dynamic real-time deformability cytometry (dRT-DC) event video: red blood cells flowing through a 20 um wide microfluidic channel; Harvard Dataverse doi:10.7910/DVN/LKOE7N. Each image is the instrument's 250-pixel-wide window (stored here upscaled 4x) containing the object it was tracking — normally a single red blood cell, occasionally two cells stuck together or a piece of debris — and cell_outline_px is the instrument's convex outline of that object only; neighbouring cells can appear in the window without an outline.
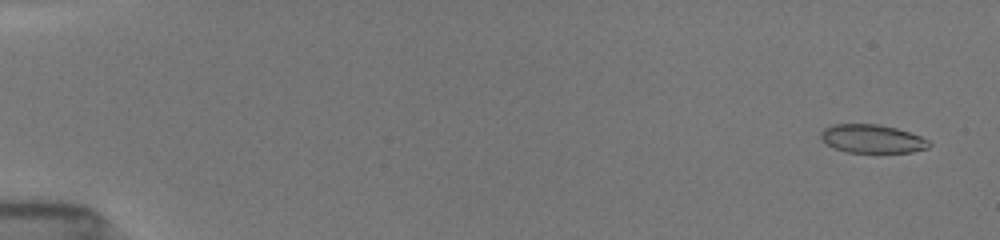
{"species": "common noctule bat (a hibernating species)", "species_latin": "Nyctalus noctula", "temperature_condition": "room temperature", "stored_images_in_passage": 53, "camera_frame_rate_fps": 3000, "um_per_image_px": 0.085, "animal": {"sex": "female", "body_mass_g": 19.5, "forearm_length_mm": 54.1}, "frame": {"image": 1, "passage_image": 3, "time_ms": 0.667, "image_size_px": [1000, 240], "cell_outline_px": [[932, 144], [928, 148], [912, 152], [844, 152], [828, 144], [820, 136], [820, 132], [824, 128], [832, 124], [880, 124], [896, 128], [920, 136], [928, 140]], "centroid_in_image_um": [74.14, 11.79], "position_along_channel_um": 10.9, "area_um2": 17.86}}
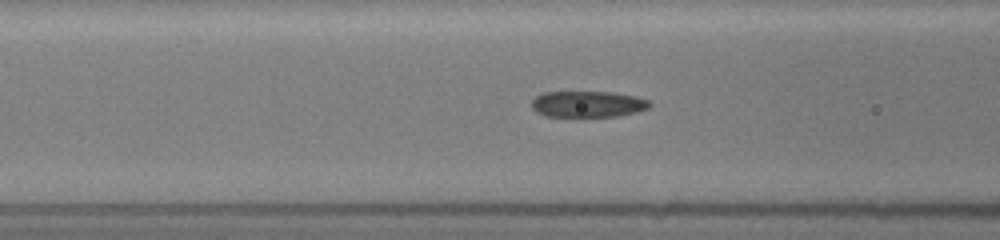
{"frame": {"image": 2, "passage_image": 23, "time_ms": 7.333, "image_size_px": [1000, 240], "cell_outline_px": [[652, 104], [648, 108], [636, 112], [616, 116], [584, 120], [544, 116], [536, 112], [532, 108], [532, 100], [536, 96], [544, 92], [616, 92], [636, 96], [648, 100]], "centroid_in_image_um": [49.93, 8.9], "position_along_channel_um": 116.7, "area_um2": 19.07}}
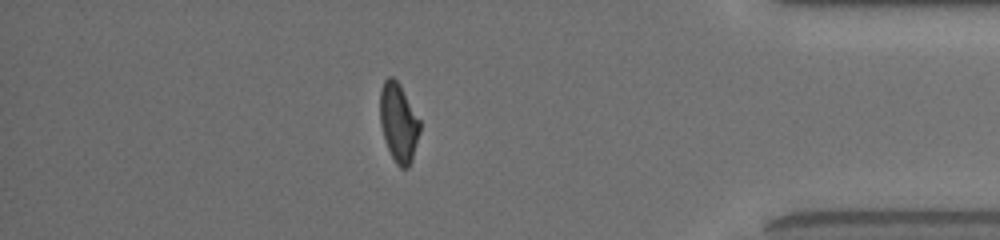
{"frame": {"image": 3, "passage_image": 47, "time_ms": 15.333, "image_size_px": [1000, 240], "cell_outline_px": [[420, 132], [412, 160], [408, 168], [400, 168], [396, 164], [388, 148], [380, 124], [380, 88], [384, 80], [388, 76], [392, 76], [400, 84], [420, 120]], "centroid_in_image_um": [33.88, 10.4], "position_along_channel_um": 401.3, "area_um2": 18.32}, "authors_computed_cell_mechanics": {"area_um2": 19.0162, "velocity_mm_per_s": 3.9319, "shape_relaxation_time_tau1_ms": 8.976, "shape_relaxation_time_tau2_ms": 1.1294, "deformation_change_tau1": 0.2356, "deformation_change_tau2": 0.0733}}